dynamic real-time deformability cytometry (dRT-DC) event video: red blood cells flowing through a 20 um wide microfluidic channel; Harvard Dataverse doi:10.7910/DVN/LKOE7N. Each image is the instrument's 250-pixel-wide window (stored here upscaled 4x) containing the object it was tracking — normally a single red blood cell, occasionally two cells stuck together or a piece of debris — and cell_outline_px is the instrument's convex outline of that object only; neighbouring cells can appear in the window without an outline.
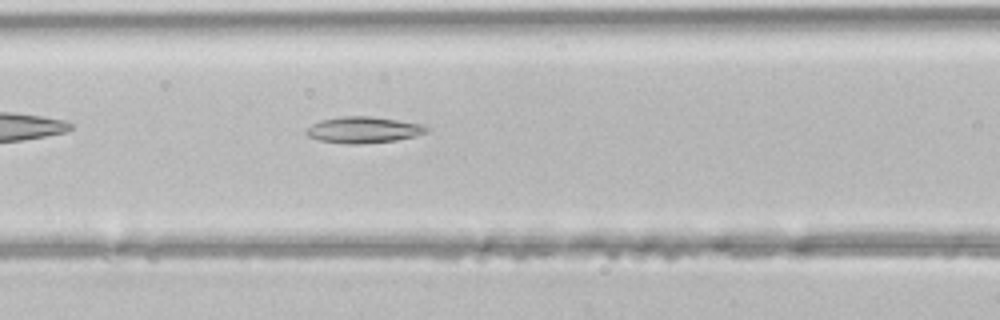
{"species": "common noctule bat (a hibernating species)", "species_latin": "Nyctalus noctula", "temperature_condition": "room temperature", "stored_images_in_passage": 36, "camera_frame_rate_fps": 3000, "um_per_image_px": 0.085, "animal": {"sex": "male", "body_mass_g": 21.5, "forearm_length_mm": 52.0}, "frame": {"image": 1, "passage_image": 8, "time_ms": 2.333, "image_size_px": [1000, 320], "cell_outline_px": [[432, 128], [428, 132], [416, 136], [396, 140], [360, 144], [348, 144], [316, 140], [308, 136], [304, 132], [312, 124], [320, 120], [344, 116], [372, 116], [424, 124]], "centroid_in_image_um": [30.93, 11.04], "position_along_channel_um": 135.7, "area_um2": 18.67}}
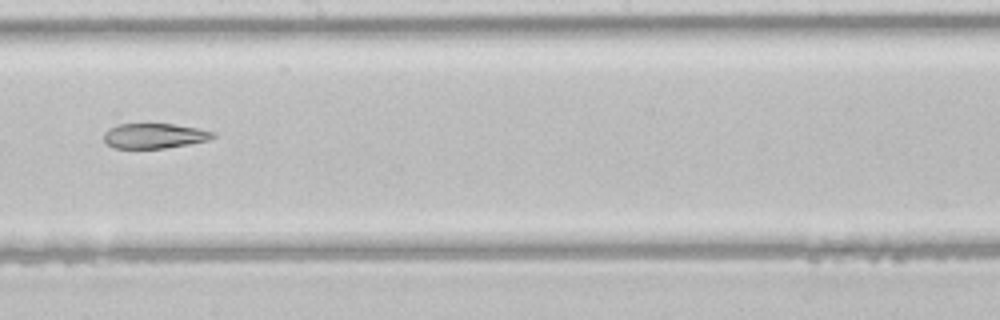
{"frame": {"image": 2, "passage_image": 15, "time_ms": 4.667, "image_size_px": [1000, 320], "cell_outline_px": [[216, 136], [208, 140], [188, 144], [164, 148], [116, 148], [108, 144], [104, 140], [104, 132], [108, 128], [116, 124], [172, 124], [196, 128], [216, 132]], "centroid_in_image_um": [13.11, 11.54], "position_along_channel_um": 235.1, "area_um2": 15.84}}
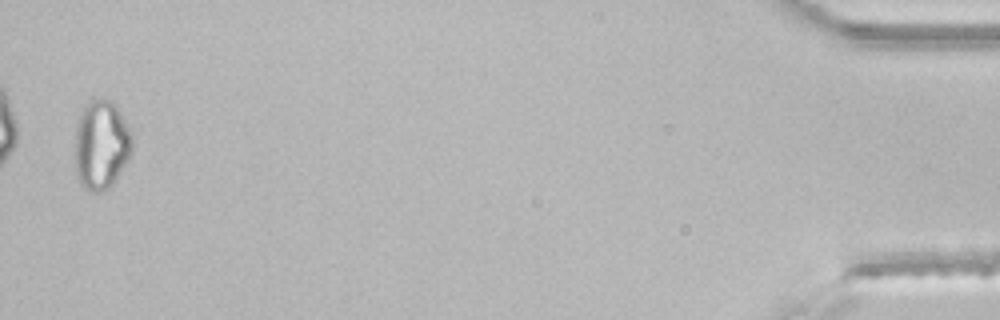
{"frame": {"image": 3, "passage_image": 35, "time_ms": 11.333, "image_size_px": [1000, 320], "cell_outline_px": [[132, 152], [128, 160], [120, 172], [108, 188], [104, 192], [92, 192], [84, 188], [80, 184], [76, 176], [76, 128], [80, 116], [84, 108], [96, 96], [100, 96], [108, 100], [116, 108], [128, 124], [132, 132]], "centroid_in_image_um": [8.62, 12.33], "position_along_channel_um": 426.6, "area_um2": 29.59}}